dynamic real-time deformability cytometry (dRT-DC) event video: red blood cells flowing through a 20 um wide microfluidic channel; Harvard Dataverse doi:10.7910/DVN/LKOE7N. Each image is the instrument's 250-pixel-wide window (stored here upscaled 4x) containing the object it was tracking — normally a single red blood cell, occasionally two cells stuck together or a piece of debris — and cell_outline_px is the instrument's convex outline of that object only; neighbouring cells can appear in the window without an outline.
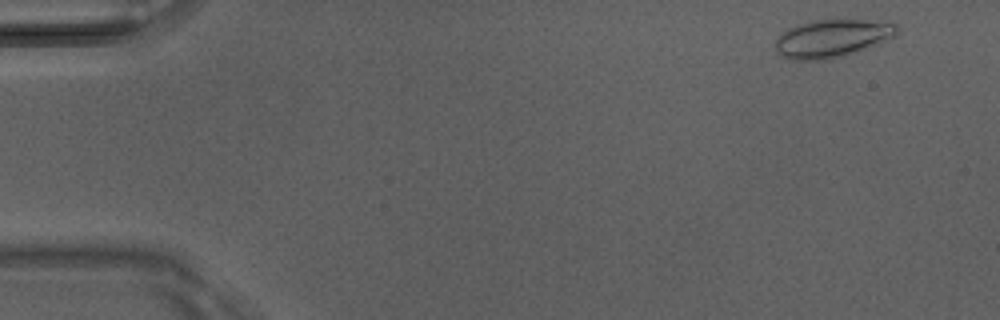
{"species": "Egyptian fruit bat (a non-hibernating species)", "species_latin": "Rousettus aegyptiacus", "temperature_condition": "room temperature", "stored_images_in_passage": 8, "camera_frame_rate_fps": 3000, "um_per_image_px": 0.085, "animal": {"sex": "male"}, "frame": {"image": 1, "passage_image": 2, "time_ms": 0.333, "image_size_px": [1000, 320], "cell_outline_px": [[900, 32], [896, 36], [856, 52], [844, 56], [824, 60], [792, 60], [780, 56], [776, 52], [776, 40], [788, 28], [812, 20], [852, 16], [892, 20], [900, 28]], "centroid_in_image_um": [70.86, 3.19], "position_along_channel_um": 14.1, "area_um2": 28.32}}